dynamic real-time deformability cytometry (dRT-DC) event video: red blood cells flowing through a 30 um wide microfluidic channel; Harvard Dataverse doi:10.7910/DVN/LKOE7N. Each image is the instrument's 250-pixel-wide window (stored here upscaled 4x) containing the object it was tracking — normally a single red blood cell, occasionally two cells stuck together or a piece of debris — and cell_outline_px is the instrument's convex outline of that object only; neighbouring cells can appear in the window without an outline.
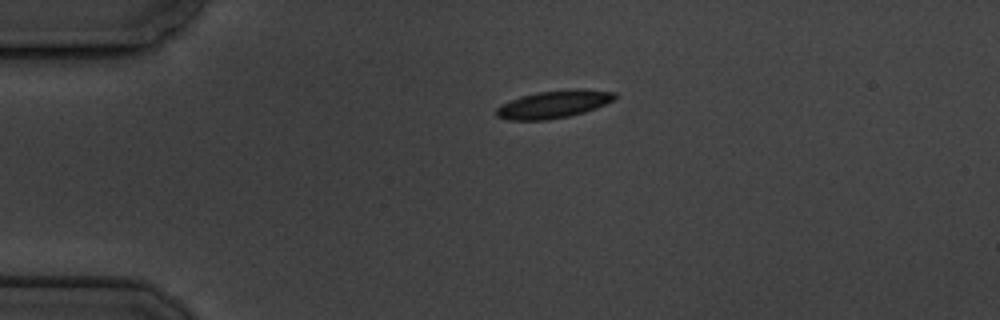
{"species": "common noctule bat (a hibernating species)", "species_latin": "Nyctalus noctula", "temperature_condition": "cold", "stored_images_in_passage": 2, "camera_frame_rate_fps": 3000, "um_per_image_px": 0.085, "animal": {"sex": "male", "body_mass_g": 19.5, "forearm_length_mm": 54.6}, "frame": {"image": 1, "passage_image": 1, "time_ms": 0.0, "image_size_px": [1000, 320], "cell_outline_px": [[616, 96], [612, 100], [596, 108], [584, 112], [568, 116], [548, 120], [508, 120], [496, 116], [496, 108], [520, 96], [536, 92], [568, 88], [580, 88], [616, 92]], "centroid_in_image_um": [47.07, 8.85], "position_along_channel_um": 37.9, "area_um2": 19.13}}